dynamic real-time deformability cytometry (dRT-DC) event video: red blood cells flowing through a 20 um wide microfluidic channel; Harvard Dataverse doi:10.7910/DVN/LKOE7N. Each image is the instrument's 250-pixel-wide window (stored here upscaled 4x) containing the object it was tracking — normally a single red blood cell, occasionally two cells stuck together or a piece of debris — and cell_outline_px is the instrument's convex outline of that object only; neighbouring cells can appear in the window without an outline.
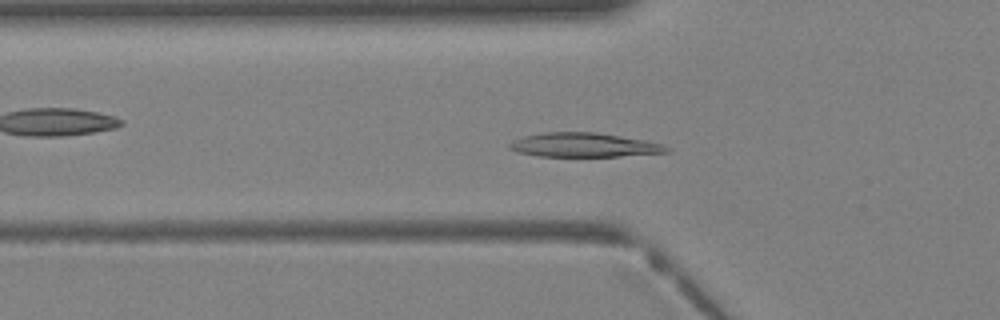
{"species": "Egyptian fruit bat (a non-hibernating species)", "species_latin": "Rousettus aegyptiacus", "temperature_condition": "warm", "stored_images_in_passage": 30, "camera_frame_rate_fps": 3000, "um_per_image_px": 0.085, "animal": {"sex": "female"}, "frame": {"image": 1, "passage_image": 4, "time_ms": 1.0, "image_size_px": [1000, 320], "cell_outline_px": [[672, 152], [620, 156], [540, 156], [520, 152], [508, 148], [508, 144], [512, 140], [524, 136], [544, 132], [596, 132], [648, 140], [664, 144], [672, 148]], "centroid_in_image_um": [49.72, 12.32], "position_along_channel_um": 76.1, "area_um2": 22.31}}
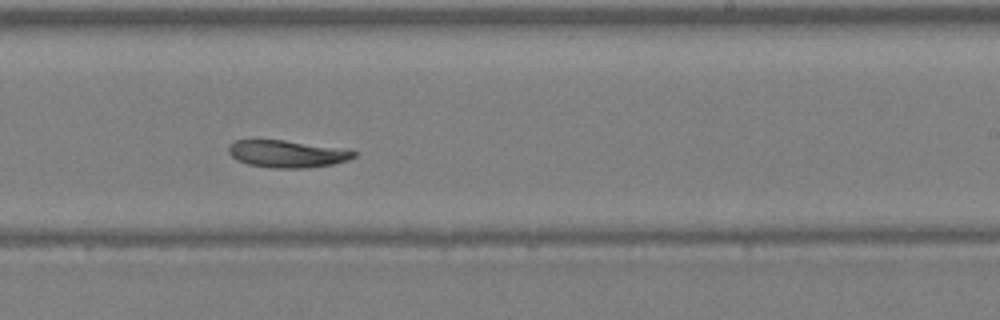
{"frame": {"image": 2, "passage_image": 15, "time_ms": 4.667, "image_size_px": [1000, 320], "cell_outline_px": [[356, 156], [348, 160], [332, 164], [308, 168], [272, 168], [248, 164], [236, 160], [228, 152], [228, 144], [236, 140], [284, 140], [356, 152]], "centroid_in_image_um": [24.31, 13.09], "position_along_channel_um": 264.7, "area_um2": 19.48}}
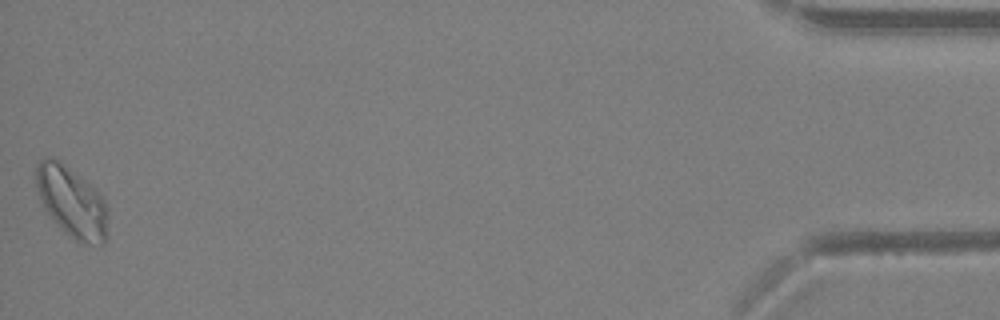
{"frame": {"image": 3, "passage_image": 30, "time_ms": 9.667, "image_size_px": [1000, 320], "cell_outline_px": [[108, 236], [104, 244], [80, 244], [64, 232], [60, 228], [44, 208], [36, 188], [36, 164], [40, 160], [48, 156], [52, 156], [60, 160], [96, 188], [104, 200], [108, 208]], "centroid_in_image_um": [6.13, 17.17], "position_along_channel_um": 429.1, "area_um2": 30.23}}